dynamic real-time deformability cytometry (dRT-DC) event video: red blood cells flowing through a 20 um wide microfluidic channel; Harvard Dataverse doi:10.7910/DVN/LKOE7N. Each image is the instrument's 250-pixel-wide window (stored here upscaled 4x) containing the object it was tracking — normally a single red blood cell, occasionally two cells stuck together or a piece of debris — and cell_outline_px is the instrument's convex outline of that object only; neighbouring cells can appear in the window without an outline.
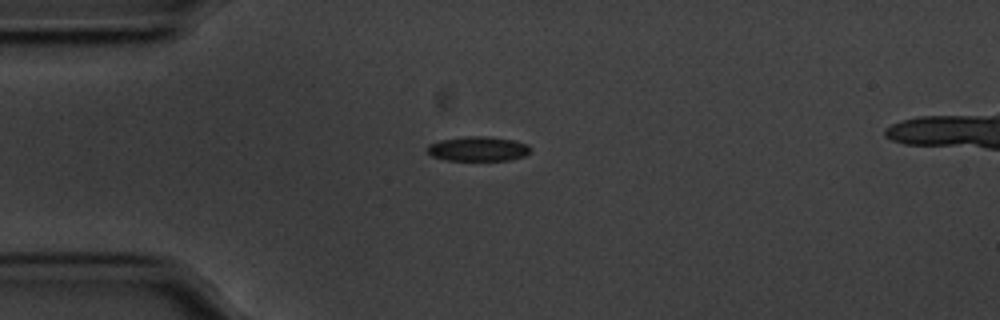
{"species": "common noctule bat (a hibernating species)", "species_latin": "Nyctalus noctula", "temperature_condition": "cold", "stored_images_in_passage": 44, "segment_of_instrument_passage": [1, 2], "camera_frame_rate_fps": 3000, "um_per_image_px": 0.085, "animal": {"sex": "male", "body_mass_g": 20.1, "forearm_length_mm": 53.5}, "frame": {"image": 1, "passage_image": 1, "time_ms": 0.0, "image_size_px": [1000, 320], "cell_outline_px": [[532, 148], [524, 156], [508, 160], [444, 160], [432, 156], [428, 152], [428, 144], [440, 140], [468, 136], [484, 136], [516, 140], [528, 144]], "centroid_in_image_um": [40.65, 12.64], "position_along_channel_um": 44.4, "area_um2": 14.8}}
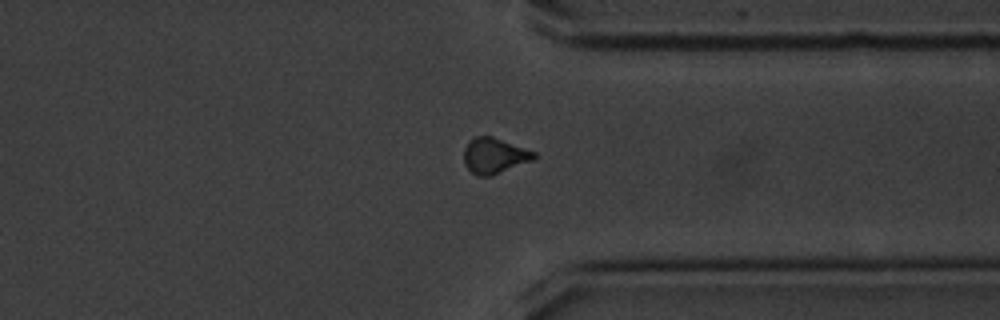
{"frame": {"image": 2, "passage_image": 30, "time_ms": 9.667, "image_size_px": [1000, 320], "cell_outline_px": [[536, 156], [532, 160], [488, 176], [476, 176], [464, 164], [464, 148], [468, 140], [476, 136], [492, 136], [536, 152]], "centroid_in_image_um": [41.98, 13.21], "position_along_channel_um": 369.4, "area_um2": 14.33}}
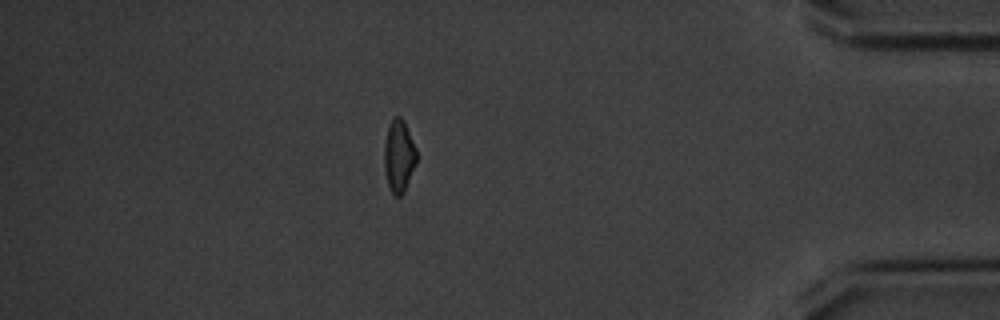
{"frame": {"image": 3, "passage_image": 36, "time_ms": 11.667, "image_size_px": [1000, 320], "cell_outline_px": [[416, 164], [404, 192], [400, 196], [396, 196], [392, 192], [388, 184], [384, 168], [384, 144], [388, 124], [392, 116], [400, 116], [404, 120], [416, 148]], "centroid_in_image_um": [33.9, 13.21], "position_along_channel_um": 401.3, "area_um2": 13.76}}